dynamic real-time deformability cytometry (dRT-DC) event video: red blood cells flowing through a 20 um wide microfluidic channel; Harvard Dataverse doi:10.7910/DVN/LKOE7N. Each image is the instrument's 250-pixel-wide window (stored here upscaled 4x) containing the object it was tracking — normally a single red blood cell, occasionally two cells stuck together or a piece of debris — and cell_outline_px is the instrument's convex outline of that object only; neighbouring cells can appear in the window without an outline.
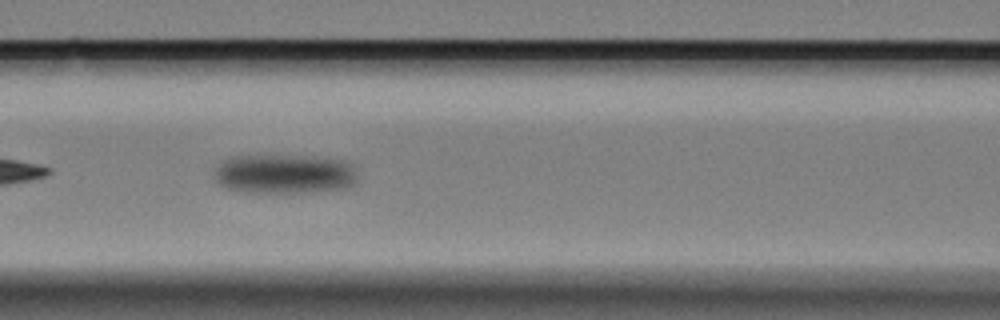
{"species": "Egyptian fruit bat (a non-hibernating species)", "species_latin": "Rousettus aegyptiacus", "temperature_condition": "cold", "stored_images_in_passage": 17, "camera_frame_rate_fps": 3000, "um_per_image_px": 0.085, "animal": {"sex": "female"}, "frame": {"image": 1, "passage_image": 8, "time_ms": 2.333, "image_size_px": [1000, 320], "cell_outline_px": [[356, 180], [352, 184], [344, 188], [308, 192], [244, 192], [224, 188], [212, 176], [216, 168], [224, 160], [244, 156], [304, 156], [344, 160], [352, 164], [356, 176]], "centroid_in_image_um": [24.16, 14.79], "position_along_channel_um": 142.4, "area_um2": 32.6}}
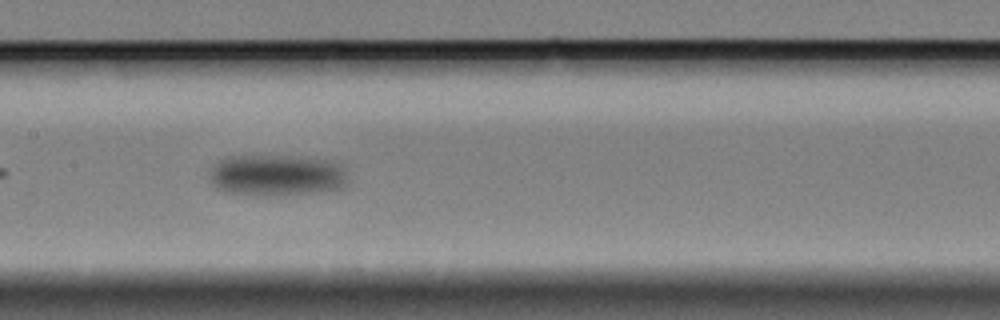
{"frame": {"image": 2, "passage_image": 12, "time_ms": 3.667, "image_size_px": [1000, 320], "cell_outline_px": [[348, 184], [344, 188], [324, 192], [264, 196], [256, 196], [228, 192], [216, 188], [208, 180], [208, 172], [220, 160], [228, 156], [288, 156], [328, 160], [344, 164], [348, 176]], "centroid_in_image_um": [23.56, 14.91], "position_along_channel_um": 183.8, "area_um2": 34.16}}